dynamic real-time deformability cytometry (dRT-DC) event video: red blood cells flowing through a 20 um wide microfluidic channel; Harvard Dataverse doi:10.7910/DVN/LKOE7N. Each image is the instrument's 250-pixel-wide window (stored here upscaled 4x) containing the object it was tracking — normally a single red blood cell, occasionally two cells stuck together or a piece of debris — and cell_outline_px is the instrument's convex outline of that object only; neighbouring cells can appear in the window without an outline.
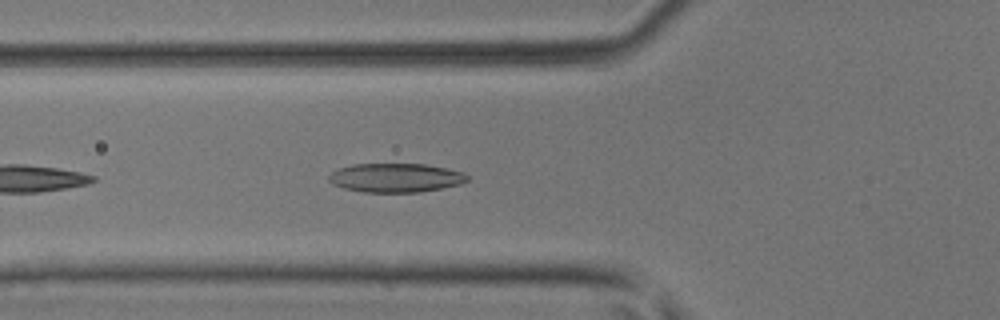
{"species": "common noctule bat (a hibernating species)", "species_latin": "Nyctalus noctula", "temperature_condition": "room temperature", "stored_images_in_passage": 13, "camera_frame_rate_fps": 3000, "um_per_image_px": 0.085, "animal": {"sex": "male", "body_mass_g": 17.9, "forearm_length_mm": 54.2}, "frame": {"image": 1, "passage_image": 4, "time_ms": 1.0, "image_size_px": [1000, 320], "cell_outline_px": [[468, 180], [460, 184], [420, 192], [364, 192], [344, 188], [332, 184], [328, 180], [328, 176], [332, 172], [340, 168], [352, 164], [424, 164], [448, 168], [464, 172], [468, 176]], "centroid_in_image_um": [33.63, 15.1], "position_along_channel_um": 92.2, "area_um2": 23.35}}
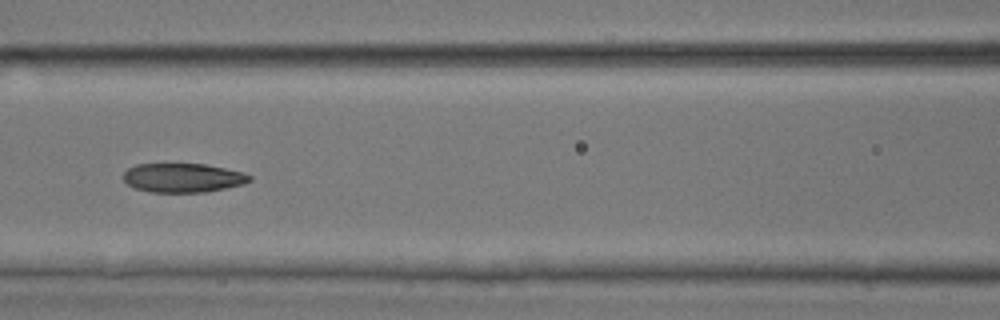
{"frame": {"image": 2, "passage_image": 8, "time_ms": 2.333, "image_size_px": [1000, 320], "cell_outline_px": [[252, 180], [244, 184], [204, 192], [148, 192], [136, 188], [128, 184], [124, 180], [124, 172], [128, 168], [136, 164], [204, 164], [244, 172], [252, 176]], "centroid_in_image_um": [15.56, 15.11], "position_along_channel_um": 151.0, "area_um2": 21.33}}